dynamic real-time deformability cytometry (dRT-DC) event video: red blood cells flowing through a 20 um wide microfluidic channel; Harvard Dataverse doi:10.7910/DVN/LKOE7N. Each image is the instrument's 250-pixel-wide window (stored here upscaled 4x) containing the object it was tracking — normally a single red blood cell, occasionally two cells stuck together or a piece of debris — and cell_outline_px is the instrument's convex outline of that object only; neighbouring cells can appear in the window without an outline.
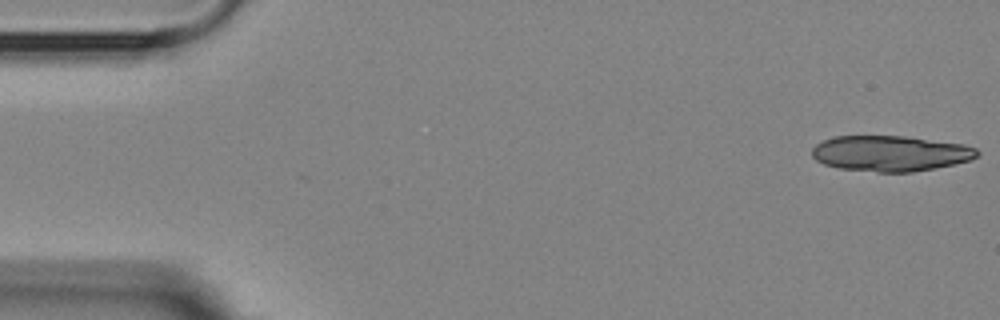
{"species": "Egyptian fruit bat (a non-hibernating species)", "species_latin": "Rousettus aegyptiacus", "temperature_condition": "room temperature", "stored_images_in_passage": 5, "camera_frame_rate_fps": 3000, "um_per_image_px": 0.085, "animal": {"sex": "female"}, "frame": {"image": 1, "passage_image": 1, "time_ms": 0.0, "image_size_px": [1000, 320], "cell_outline_px": [[980, 152], [972, 160], [912, 172], [876, 172], [840, 168], [824, 164], [816, 160], [812, 156], [812, 148], [816, 144], [832, 136], [904, 136], [964, 144], [976, 148]], "centroid_in_image_um": [75.67, 13.03], "position_along_channel_um": 9.3, "area_um2": 34.22}}